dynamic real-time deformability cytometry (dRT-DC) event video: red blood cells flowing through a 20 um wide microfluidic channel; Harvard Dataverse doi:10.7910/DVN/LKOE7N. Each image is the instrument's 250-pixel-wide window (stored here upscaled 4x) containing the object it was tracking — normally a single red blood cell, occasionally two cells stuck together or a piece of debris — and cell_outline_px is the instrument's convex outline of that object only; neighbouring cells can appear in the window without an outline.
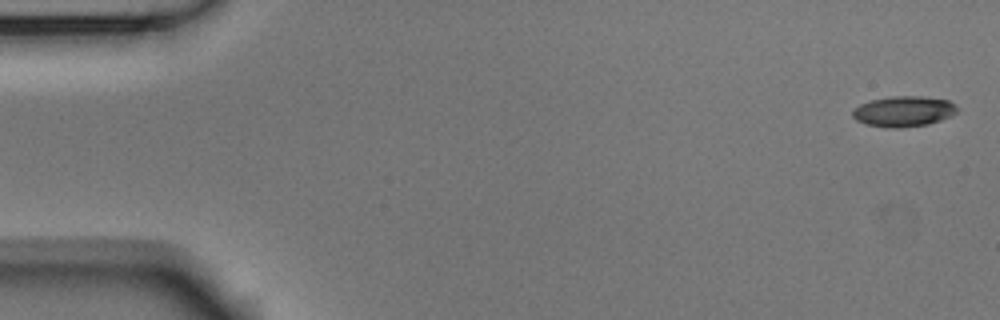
{"species": "Egyptian fruit bat (a non-hibernating species)", "species_latin": "Rousettus aegyptiacus", "temperature_condition": "room temperature", "stored_images_in_passage": 49, "camera_frame_rate_fps": 3000, "um_per_image_px": 0.085, "animal": {"sex": "male"}, "frame": {"image": 1, "passage_image": 1, "time_ms": 0.0, "image_size_px": [1000, 320], "cell_outline_px": [[956, 112], [952, 116], [928, 124], [900, 128], [884, 128], [864, 124], [856, 120], [852, 116], [852, 108], [868, 100], [892, 96], [924, 96], [948, 100], [956, 104]], "centroid_in_image_um": [76.76, 9.47], "position_along_channel_um": 8.2, "area_um2": 18.96}}
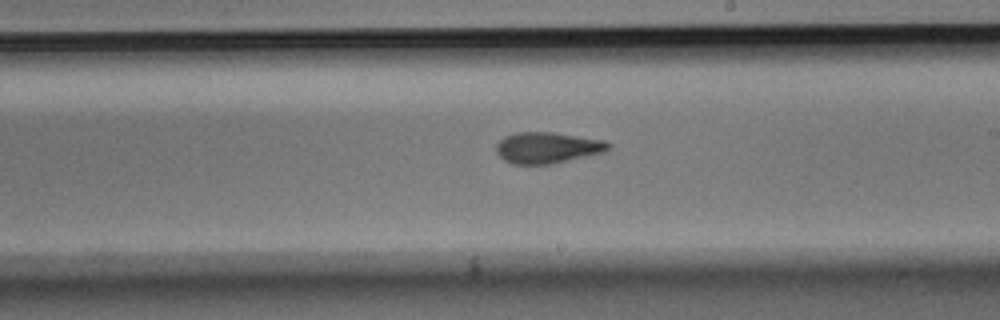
{"frame": {"image": 2, "passage_image": 31, "time_ms": 10.0, "image_size_px": [1000, 320], "cell_outline_px": [[612, 144], [604, 152], [552, 164], [512, 164], [504, 160], [496, 152], [496, 144], [504, 136], [516, 132], [552, 132], [604, 140]], "centroid_in_image_um": [46.5, 12.55], "position_along_channel_um": 242.5, "area_um2": 20.35}}
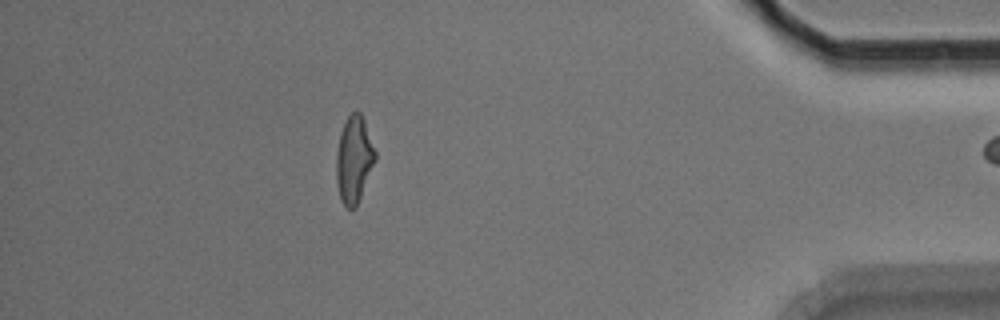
{"frame": {"image": 3, "passage_image": 48, "time_ms": 15.667, "image_size_px": [1000, 320], "cell_outline_px": [[376, 160], [356, 208], [348, 208], [340, 200], [336, 184], [336, 152], [340, 132], [348, 116], [356, 108], [360, 112], [364, 120], [376, 152]], "centroid_in_image_um": [30.08, 13.56], "position_along_channel_um": 405.1, "area_um2": 19.88}}